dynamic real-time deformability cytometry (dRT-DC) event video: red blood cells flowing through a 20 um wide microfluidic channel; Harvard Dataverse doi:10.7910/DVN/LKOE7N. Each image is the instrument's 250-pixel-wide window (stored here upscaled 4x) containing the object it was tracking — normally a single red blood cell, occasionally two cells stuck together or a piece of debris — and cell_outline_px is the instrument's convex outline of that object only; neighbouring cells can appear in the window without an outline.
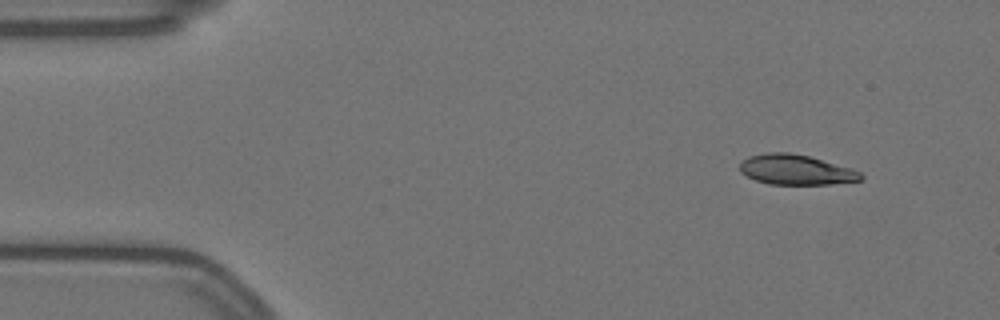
{"species": "Egyptian fruit bat (a non-hibernating species)", "species_latin": "Rousettus aegyptiacus", "temperature_condition": "warm", "stored_images_in_passage": 53, "camera_frame_rate_fps": 3000, "um_per_image_px": 0.085, "animal": {"sex": "female"}, "frame": {"image": 1, "passage_image": 1, "time_ms": 0.0, "image_size_px": [1000, 320], "cell_outline_px": [[864, 176], [860, 180], [832, 184], [768, 184], [756, 180], [740, 172], [740, 164], [748, 156], [768, 152], [788, 152], [808, 156], [852, 168], [860, 172]], "centroid_in_image_um": [67.65, 14.42], "position_along_channel_um": 17.3, "area_um2": 21.1}}
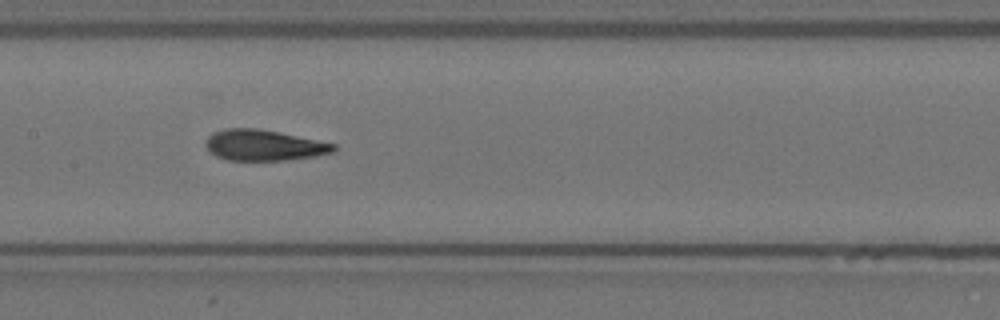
{"frame": {"image": 2, "passage_image": 23, "time_ms": 7.333, "image_size_px": [1000, 320], "cell_outline_px": [[336, 152], [316, 156], [288, 160], [228, 160], [216, 156], [208, 152], [204, 144], [208, 136], [212, 132], [224, 128], [256, 128], [336, 144]], "centroid_in_image_um": [22.39, 12.35], "position_along_channel_um": 185.0, "area_um2": 23.06}}
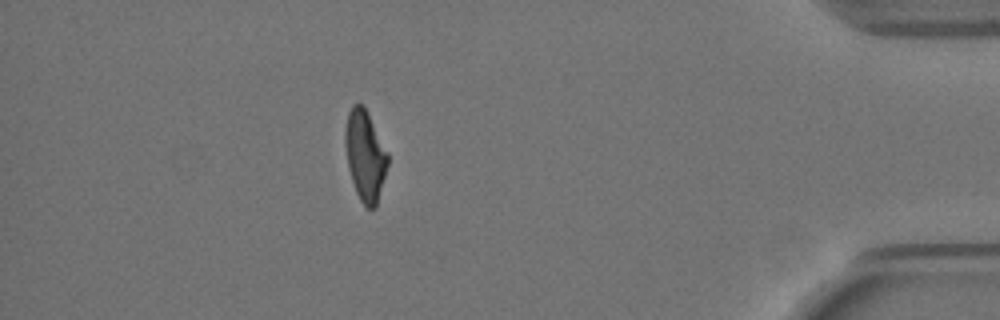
{"frame": {"image": 3, "passage_image": 46, "time_ms": 15.0, "image_size_px": [1000, 320], "cell_outline_px": [[388, 164], [376, 208], [368, 208], [360, 200], [356, 192], [348, 168], [344, 144], [344, 132], [348, 112], [352, 104], [364, 104], [388, 152]], "centroid_in_image_um": [31.03, 13.19], "position_along_channel_um": 404.2, "area_um2": 22.66}, "authors_computed_cell_mechanics": {"area_um2": 23.12, "velocity_mm_per_s": 3.5115, "shape_relaxation_time_tau1_ms": null, "shape_relaxation_time_tau2_ms": 1.6266, "deformation_change_tau1": null, "deformation_change_tau2": 0.0835}}